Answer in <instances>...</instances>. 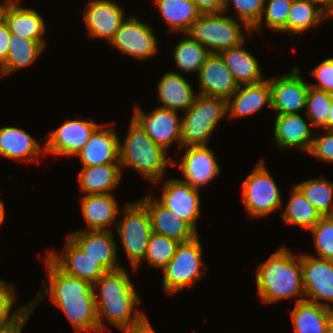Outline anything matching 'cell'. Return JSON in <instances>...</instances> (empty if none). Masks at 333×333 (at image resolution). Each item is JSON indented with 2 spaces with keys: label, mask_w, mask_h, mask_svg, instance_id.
<instances>
[{
  "label": "cell",
  "mask_w": 333,
  "mask_h": 333,
  "mask_svg": "<svg viewBox=\"0 0 333 333\" xmlns=\"http://www.w3.org/2000/svg\"><path fill=\"white\" fill-rule=\"evenodd\" d=\"M162 193L158 201L196 230V222L200 215L199 189L182 179L171 178L164 183Z\"/></svg>",
  "instance_id": "cell-17"
},
{
  "label": "cell",
  "mask_w": 333,
  "mask_h": 333,
  "mask_svg": "<svg viewBox=\"0 0 333 333\" xmlns=\"http://www.w3.org/2000/svg\"><path fill=\"white\" fill-rule=\"evenodd\" d=\"M30 134L21 128H0V155L14 160L36 162L38 155L45 152Z\"/></svg>",
  "instance_id": "cell-27"
},
{
  "label": "cell",
  "mask_w": 333,
  "mask_h": 333,
  "mask_svg": "<svg viewBox=\"0 0 333 333\" xmlns=\"http://www.w3.org/2000/svg\"><path fill=\"white\" fill-rule=\"evenodd\" d=\"M271 91V108L277 114H298L306 108L309 84L294 68L289 74L268 79Z\"/></svg>",
  "instance_id": "cell-12"
},
{
  "label": "cell",
  "mask_w": 333,
  "mask_h": 333,
  "mask_svg": "<svg viewBox=\"0 0 333 333\" xmlns=\"http://www.w3.org/2000/svg\"><path fill=\"white\" fill-rule=\"evenodd\" d=\"M5 220V207L3 202L0 200V226Z\"/></svg>",
  "instance_id": "cell-55"
},
{
  "label": "cell",
  "mask_w": 333,
  "mask_h": 333,
  "mask_svg": "<svg viewBox=\"0 0 333 333\" xmlns=\"http://www.w3.org/2000/svg\"><path fill=\"white\" fill-rule=\"evenodd\" d=\"M327 333H333V308L329 309L328 313V329Z\"/></svg>",
  "instance_id": "cell-54"
},
{
  "label": "cell",
  "mask_w": 333,
  "mask_h": 333,
  "mask_svg": "<svg viewBox=\"0 0 333 333\" xmlns=\"http://www.w3.org/2000/svg\"><path fill=\"white\" fill-rule=\"evenodd\" d=\"M178 111L157 107L151 113H144L135 107L133 118L146 134L161 148L167 151L173 142L181 147V122Z\"/></svg>",
  "instance_id": "cell-10"
},
{
  "label": "cell",
  "mask_w": 333,
  "mask_h": 333,
  "mask_svg": "<svg viewBox=\"0 0 333 333\" xmlns=\"http://www.w3.org/2000/svg\"><path fill=\"white\" fill-rule=\"evenodd\" d=\"M8 9V0L0 4V27L6 23V15Z\"/></svg>",
  "instance_id": "cell-52"
},
{
  "label": "cell",
  "mask_w": 333,
  "mask_h": 333,
  "mask_svg": "<svg viewBox=\"0 0 333 333\" xmlns=\"http://www.w3.org/2000/svg\"><path fill=\"white\" fill-rule=\"evenodd\" d=\"M200 95L228 99L239 87L220 54L211 53L198 73Z\"/></svg>",
  "instance_id": "cell-21"
},
{
  "label": "cell",
  "mask_w": 333,
  "mask_h": 333,
  "mask_svg": "<svg viewBox=\"0 0 333 333\" xmlns=\"http://www.w3.org/2000/svg\"><path fill=\"white\" fill-rule=\"evenodd\" d=\"M20 0H8L6 24L11 34H16L26 39L40 42L44 47L46 33L44 19L33 9L24 8Z\"/></svg>",
  "instance_id": "cell-26"
},
{
  "label": "cell",
  "mask_w": 333,
  "mask_h": 333,
  "mask_svg": "<svg viewBox=\"0 0 333 333\" xmlns=\"http://www.w3.org/2000/svg\"><path fill=\"white\" fill-rule=\"evenodd\" d=\"M312 4L320 5V9L325 13L326 17H331V0H309Z\"/></svg>",
  "instance_id": "cell-51"
},
{
  "label": "cell",
  "mask_w": 333,
  "mask_h": 333,
  "mask_svg": "<svg viewBox=\"0 0 333 333\" xmlns=\"http://www.w3.org/2000/svg\"><path fill=\"white\" fill-rule=\"evenodd\" d=\"M148 210L152 232L175 239L180 243L192 241L198 236L188 222L176 215L151 195H146L139 200Z\"/></svg>",
  "instance_id": "cell-18"
},
{
  "label": "cell",
  "mask_w": 333,
  "mask_h": 333,
  "mask_svg": "<svg viewBox=\"0 0 333 333\" xmlns=\"http://www.w3.org/2000/svg\"><path fill=\"white\" fill-rule=\"evenodd\" d=\"M242 184L243 202L251 217L267 216L282 208L280 190L264 161L256 164Z\"/></svg>",
  "instance_id": "cell-8"
},
{
  "label": "cell",
  "mask_w": 333,
  "mask_h": 333,
  "mask_svg": "<svg viewBox=\"0 0 333 333\" xmlns=\"http://www.w3.org/2000/svg\"><path fill=\"white\" fill-rule=\"evenodd\" d=\"M265 104L271 108L268 79L255 84L239 85L238 89L227 99L228 115L230 118L247 117L258 112Z\"/></svg>",
  "instance_id": "cell-23"
},
{
  "label": "cell",
  "mask_w": 333,
  "mask_h": 333,
  "mask_svg": "<svg viewBox=\"0 0 333 333\" xmlns=\"http://www.w3.org/2000/svg\"><path fill=\"white\" fill-rule=\"evenodd\" d=\"M61 271L94 284L107 270L84 253L69 237L62 256L48 251L46 255Z\"/></svg>",
  "instance_id": "cell-19"
},
{
  "label": "cell",
  "mask_w": 333,
  "mask_h": 333,
  "mask_svg": "<svg viewBox=\"0 0 333 333\" xmlns=\"http://www.w3.org/2000/svg\"><path fill=\"white\" fill-rule=\"evenodd\" d=\"M178 165L185 178L183 181L196 189L221 173L215 155L207 145L186 146L182 159L178 163L173 161V166Z\"/></svg>",
  "instance_id": "cell-15"
},
{
  "label": "cell",
  "mask_w": 333,
  "mask_h": 333,
  "mask_svg": "<svg viewBox=\"0 0 333 333\" xmlns=\"http://www.w3.org/2000/svg\"><path fill=\"white\" fill-rule=\"evenodd\" d=\"M83 195L81 210L89 231H111L109 227L119 213L114 195L111 193Z\"/></svg>",
  "instance_id": "cell-24"
},
{
  "label": "cell",
  "mask_w": 333,
  "mask_h": 333,
  "mask_svg": "<svg viewBox=\"0 0 333 333\" xmlns=\"http://www.w3.org/2000/svg\"><path fill=\"white\" fill-rule=\"evenodd\" d=\"M290 192V198L283 213L284 222L310 231L322 216L295 185Z\"/></svg>",
  "instance_id": "cell-35"
},
{
  "label": "cell",
  "mask_w": 333,
  "mask_h": 333,
  "mask_svg": "<svg viewBox=\"0 0 333 333\" xmlns=\"http://www.w3.org/2000/svg\"><path fill=\"white\" fill-rule=\"evenodd\" d=\"M326 18L325 13L309 0H293L287 17L286 34H303Z\"/></svg>",
  "instance_id": "cell-36"
},
{
  "label": "cell",
  "mask_w": 333,
  "mask_h": 333,
  "mask_svg": "<svg viewBox=\"0 0 333 333\" xmlns=\"http://www.w3.org/2000/svg\"><path fill=\"white\" fill-rule=\"evenodd\" d=\"M203 264L198 236L192 241L180 243L173 258L162 269L164 291L171 296L186 287H194L203 277Z\"/></svg>",
  "instance_id": "cell-6"
},
{
  "label": "cell",
  "mask_w": 333,
  "mask_h": 333,
  "mask_svg": "<svg viewBox=\"0 0 333 333\" xmlns=\"http://www.w3.org/2000/svg\"><path fill=\"white\" fill-rule=\"evenodd\" d=\"M64 312L77 333L100 332L95 295L86 301L55 303Z\"/></svg>",
  "instance_id": "cell-34"
},
{
  "label": "cell",
  "mask_w": 333,
  "mask_h": 333,
  "mask_svg": "<svg viewBox=\"0 0 333 333\" xmlns=\"http://www.w3.org/2000/svg\"><path fill=\"white\" fill-rule=\"evenodd\" d=\"M257 294L265 303L303 295L301 255L297 258L285 247L278 249L261 263L256 274Z\"/></svg>",
  "instance_id": "cell-2"
},
{
  "label": "cell",
  "mask_w": 333,
  "mask_h": 333,
  "mask_svg": "<svg viewBox=\"0 0 333 333\" xmlns=\"http://www.w3.org/2000/svg\"><path fill=\"white\" fill-rule=\"evenodd\" d=\"M301 268L305 300L333 308V260L301 254Z\"/></svg>",
  "instance_id": "cell-11"
},
{
  "label": "cell",
  "mask_w": 333,
  "mask_h": 333,
  "mask_svg": "<svg viewBox=\"0 0 333 333\" xmlns=\"http://www.w3.org/2000/svg\"><path fill=\"white\" fill-rule=\"evenodd\" d=\"M243 44L219 54L238 85L258 83L264 80L259 64L256 58L243 48Z\"/></svg>",
  "instance_id": "cell-30"
},
{
  "label": "cell",
  "mask_w": 333,
  "mask_h": 333,
  "mask_svg": "<svg viewBox=\"0 0 333 333\" xmlns=\"http://www.w3.org/2000/svg\"><path fill=\"white\" fill-rule=\"evenodd\" d=\"M327 130H333V95L331 99V104L329 108L328 120H327Z\"/></svg>",
  "instance_id": "cell-53"
},
{
  "label": "cell",
  "mask_w": 333,
  "mask_h": 333,
  "mask_svg": "<svg viewBox=\"0 0 333 333\" xmlns=\"http://www.w3.org/2000/svg\"><path fill=\"white\" fill-rule=\"evenodd\" d=\"M224 12L202 13L186 32L210 53H217L245 43L237 18L223 16ZM222 15V16H221Z\"/></svg>",
  "instance_id": "cell-5"
},
{
  "label": "cell",
  "mask_w": 333,
  "mask_h": 333,
  "mask_svg": "<svg viewBox=\"0 0 333 333\" xmlns=\"http://www.w3.org/2000/svg\"><path fill=\"white\" fill-rule=\"evenodd\" d=\"M227 113L226 99L196 95L181 118V147L207 145L218 122Z\"/></svg>",
  "instance_id": "cell-4"
},
{
  "label": "cell",
  "mask_w": 333,
  "mask_h": 333,
  "mask_svg": "<svg viewBox=\"0 0 333 333\" xmlns=\"http://www.w3.org/2000/svg\"><path fill=\"white\" fill-rule=\"evenodd\" d=\"M8 45V55L0 65L2 76L33 64L45 48L38 41L26 39L16 34H11Z\"/></svg>",
  "instance_id": "cell-32"
},
{
  "label": "cell",
  "mask_w": 333,
  "mask_h": 333,
  "mask_svg": "<svg viewBox=\"0 0 333 333\" xmlns=\"http://www.w3.org/2000/svg\"><path fill=\"white\" fill-rule=\"evenodd\" d=\"M81 250L99 262L107 271L122 268L117 265V246L111 231L78 230L67 235Z\"/></svg>",
  "instance_id": "cell-20"
},
{
  "label": "cell",
  "mask_w": 333,
  "mask_h": 333,
  "mask_svg": "<svg viewBox=\"0 0 333 333\" xmlns=\"http://www.w3.org/2000/svg\"><path fill=\"white\" fill-rule=\"evenodd\" d=\"M295 186L322 217L333 216V184L324 178L310 179Z\"/></svg>",
  "instance_id": "cell-37"
},
{
  "label": "cell",
  "mask_w": 333,
  "mask_h": 333,
  "mask_svg": "<svg viewBox=\"0 0 333 333\" xmlns=\"http://www.w3.org/2000/svg\"><path fill=\"white\" fill-rule=\"evenodd\" d=\"M319 83L309 84L310 87L333 95V57L325 59L312 72Z\"/></svg>",
  "instance_id": "cell-45"
},
{
  "label": "cell",
  "mask_w": 333,
  "mask_h": 333,
  "mask_svg": "<svg viewBox=\"0 0 333 333\" xmlns=\"http://www.w3.org/2000/svg\"><path fill=\"white\" fill-rule=\"evenodd\" d=\"M310 232L318 258L333 260V216L321 217Z\"/></svg>",
  "instance_id": "cell-43"
},
{
  "label": "cell",
  "mask_w": 333,
  "mask_h": 333,
  "mask_svg": "<svg viewBox=\"0 0 333 333\" xmlns=\"http://www.w3.org/2000/svg\"><path fill=\"white\" fill-rule=\"evenodd\" d=\"M121 172L120 163L95 165L83 167L77 179L86 194L111 193L121 180Z\"/></svg>",
  "instance_id": "cell-29"
},
{
  "label": "cell",
  "mask_w": 333,
  "mask_h": 333,
  "mask_svg": "<svg viewBox=\"0 0 333 333\" xmlns=\"http://www.w3.org/2000/svg\"><path fill=\"white\" fill-rule=\"evenodd\" d=\"M149 320L145 318L141 323L130 326V327H123L119 328L120 331L124 333H155L151 324L148 322Z\"/></svg>",
  "instance_id": "cell-50"
},
{
  "label": "cell",
  "mask_w": 333,
  "mask_h": 333,
  "mask_svg": "<svg viewBox=\"0 0 333 333\" xmlns=\"http://www.w3.org/2000/svg\"><path fill=\"white\" fill-rule=\"evenodd\" d=\"M32 312L33 309L29 306L14 322L0 326V333H21Z\"/></svg>",
  "instance_id": "cell-47"
},
{
  "label": "cell",
  "mask_w": 333,
  "mask_h": 333,
  "mask_svg": "<svg viewBox=\"0 0 333 333\" xmlns=\"http://www.w3.org/2000/svg\"><path fill=\"white\" fill-rule=\"evenodd\" d=\"M96 287H100L98 294L94 295L101 333L105 328L101 317L118 329L135 326L146 318L143 313L135 310L141 301L123 266L104 273L93 284V288Z\"/></svg>",
  "instance_id": "cell-1"
},
{
  "label": "cell",
  "mask_w": 333,
  "mask_h": 333,
  "mask_svg": "<svg viewBox=\"0 0 333 333\" xmlns=\"http://www.w3.org/2000/svg\"><path fill=\"white\" fill-rule=\"evenodd\" d=\"M10 37L11 32L9 31L8 25L5 23L0 27V65L5 61L8 55V41Z\"/></svg>",
  "instance_id": "cell-49"
},
{
  "label": "cell",
  "mask_w": 333,
  "mask_h": 333,
  "mask_svg": "<svg viewBox=\"0 0 333 333\" xmlns=\"http://www.w3.org/2000/svg\"><path fill=\"white\" fill-rule=\"evenodd\" d=\"M123 213V218L115 225L130 265L136 270L147 251L152 233L151 220L147 208L140 201L126 202Z\"/></svg>",
  "instance_id": "cell-7"
},
{
  "label": "cell",
  "mask_w": 333,
  "mask_h": 333,
  "mask_svg": "<svg viewBox=\"0 0 333 333\" xmlns=\"http://www.w3.org/2000/svg\"><path fill=\"white\" fill-rule=\"evenodd\" d=\"M83 11L88 34L110 41L125 20L124 10L112 0H90Z\"/></svg>",
  "instance_id": "cell-16"
},
{
  "label": "cell",
  "mask_w": 333,
  "mask_h": 333,
  "mask_svg": "<svg viewBox=\"0 0 333 333\" xmlns=\"http://www.w3.org/2000/svg\"><path fill=\"white\" fill-rule=\"evenodd\" d=\"M179 244L175 239L152 232L144 259L148 266L163 269L175 255Z\"/></svg>",
  "instance_id": "cell-39"
},
{
  "label": "cell",
  "mask_w": 333,
  "mask_h": 333,
  "mask_svg": "<svg viewBox=\"0 0 333 333\" xmlns=\"http://www.w3.org/2000/svg\"><path fill=\"white\" fill-rule=\"evenodd\" d=\"M191 86L178 72L165 73L157 86L160 107L187 111L196 97Z\"/></svg>",
  "instance_id": "cell-28"
},
{
  "label": "cell",
  "mask_w": 333,
  "mask_h": 333,
  "mask_svg": "<svg viewBox=\"0 0 333 333\" xmlns=\"http://www.w3.org/2000/svg\"><path fill=\"white\" fill-rule=\"evenodd\" d=\"M119 151L121 167H131L155 183L164 176L167 164L173 166L174 160L166 158V151L133 118L125 141L119 143Z\"/></svg>",
  "instance_id": "cell-3"
},
{
  "label": "cell",
  "mask_w": 333,
  "mask_h": 333,
  "mask_svg": "<svg viewBox=\"0 0 333 333\" xmlns=\"http://www.w3.org/2000/svg\"><path fill=\"white\" fill-rule=\"evenodd\" d=\"M328 313L325 306L297 298L291 311L295 333H327Z\"/></svg>",
  "instance_id": "cell-31"
},
{
  "label": "cell",
  "mask_w": 333,
  "mask_h": 333,
  "mask_svg": "<svg viewBox=\"0 0 333 333\" xmlns=\"http://www.w3.org/2000/svg\"><path fill=\"white\" fill-rule=\"evenodd\" d=\"M184 35L187 37H183L173 50L176 66L186 73L193 71L199 73L200 68L211 53L189 35L186 33Z\"/></svg>",
  "instance_id": "cell-38"
},
{
  "label": "cell",
  "mask_w": 333,
  "mask_h": 333,
  "mask_svg": "<svg viewBox=\"0 0 333 333\" xmlns=\"http://www.w3.org/2000/svg\"><path fill=\"white\" fill-rule=\"evenodd\" d=\"M16 299L15 288L11 284L0 280V326L14 322L30 306L28 304L11 312Z\"/></svg>",
  "instance_id": "cell-44"
},
{
  "label": "cell",
  "mask_w": 333,
  "mask_h": 333,
  "mask_svg": "<svg viewBox=\"0 0 333 333\" xmlns=\"http://www.w3.org/2000/svg\"><path fill=\"white\" fill-rule=\"evenodd\" d=\"M266 3H264L262 18L252 29V32L260 30L262 25L261 23L264 21L265 25L272 30L286 33L287 17L293 0H268ZM263 16H265V20H263Z\"/></svg>",
  "instance_id": "cell-41"
},
{
  "label": "cell",
  "mask_w": 333,
  "mask_h": 333,
  "mask_svg": "<svg viewBox=\"0 0 333 333\" xmlns=\"http://www.w3.org/2000/svg\"><path fill=\"white\" fill-rule=\"evenodd\" d=\"M171 31L186 33L202 14L192 0H154Z\"/></svg>",
  "instance_id": "cell-33"
},
{
  "label": "cell",
  "mask_w": 333,
  "mask_h": 333,
  "mask_svg": "<svg viewBox=\"0 0 333 333\" xmlns=\"http://www.w3.org/2000/svg\"><path fill=\"white\" fill-rule=\"evenodd\" d=\"M265 2L266 0H225L223 12L225 13L230 3L234 4L241 26L243 24L244 29L252 33V29L262 18Z\"/></svg>",
  "instance_id": "cell-42"
},
{
  "label": "cell",
  "mask_w": 333,
  "mask_h": 333,
  "mask_svg": "<svg viewBox=\"0 0 333 333\" xmlns=\"http://www.w3.org/2000/svg\"><path fill=\"white\" fill-rule=\"evenodd\" d=\"M326 135L313 138L309 154L323 162L333 163V130H325Z\"/></svg>",
  "instance_id": "cell-46"
},
{
  "label": "cell",
  "mask_w": 333,
  "mask_h": 333,
  "mask_svg": "<svg viewBox=\"0 0 333 333\" xmlns=\"http://www.w3.org/2000/svg\"><path fill=\"white\" fill-rule=\"evenodd\" d=\"M313 131L299 114H276L274 139L278 148L299 147L309 152Z\"/></svg>",
  "instance_id": "cell-25"
},
{
  "label": "cell",
  "mask_w": 333,
  "mask_h": 333,
  "mask_svg": "<svg viewBox=\"0 0 333 333\" xmlns=\"http://www.w3.org/2000/svg\"><path fill=\"white\" fill-rule=\"evenodd\" d=\"M45 263L48 271L49 285L48 287L46 285L44 287L45 294L42 295L44 292L41 291L38 296H36L38 301L35 298V300L33 299L32 302L29 303L33 310L38 306L39 302L44 300L46 295L51 297L54 304L86 301L95 293L96 290H94L92 284L64 273L47 256L45 257ZM46 292L48 294H46Z\"/></svg>",
  "instance_id": "cell-9"
},
{
  "label": "cell",
  "mask_w": 333,
  "mask_h": 333,
  "mask_svg": "<svg viewBox=\"0 0 333 333\" xmlns=\"http://www.w3.org/2000/svg\"><path fill=\"white\" fill-rule=\"evenodd\" d=\"M331 16L333 17V0H331Z\"/></svg>",
  "instance_id": "cell-56"
},
{
  "label": "cell",
  "mask_w": 333,
  "mask_h": 333,
  "mask_svg": "<svg viewBox=\"0 0 333 333\" xmlns=\"http://www.w3.org/2000/svg\"><path fill=\"white\" fill-rule=\"evenodd\" d=\"M120 138L112 128L99 125L85 146L76 154L82 167L120 163Z\"/></svg>",
  "instance_id": "cell-22"
},
{
  "label": "cell",
  "mask_w": 333,
  "mask_h": 333,
  "mask_svg": "<svg viewBox=\"0 0 333 333\" xmlns=\"http://www.w3.org/2000/svg\"><path fill=\"white\" fill-rule=\"evenodd\" d=\"M123 54L135 59H146L154 55L157 49V39L149 25L142 23L135 16L125 19L114 38L110 41Z\"/></svg>",
  "instance_id": "cell-13"
},
{
  "label": "cell",
  "mask_w": 333,
  "mask_h": 333,
  "mask_svg": "<svg viewBox=\"0 0 333 333\" xmlns=\"http://www.w3.org/2000/svg\"><path fill=\"white\" fill-rule=\"evenodd\" d=\"M99 125L94 121L69 120L47 135L50 138L44 145L45 152L76 156Z\"/></svg>",
  "instance_id": "cell-14"
},
{
  "label": "cell",
  "mask_w": 333,
  "mask_h": 333,
  "mask_svg": "<svg viewBox=\"0 0 333 333\" xmlns=\"http://www.w3.org/2000/svg\"><path fill=\"white\" fill-rule=\"evenodd\" d=\"M201 13L223 12L225 0H192Z\"/></svg>",
  "instance_id": "cell-48"
},
{
  "label": "cell",
  "mask_w": 333,
  "mask_h": 333,
  "mask_svg": "<svg viewBox=\"0 0 333 333\" xmlns=\"http://www.w3.org/2000/svg\"><path fill=\"white\" fill-rule=\"evenodd\" d=\"M332 94L309 86L306 98L305 114L314 127L327 130V120Z\"/></svg>",
  "instance_id": "cell-40"
}]
</instances>
